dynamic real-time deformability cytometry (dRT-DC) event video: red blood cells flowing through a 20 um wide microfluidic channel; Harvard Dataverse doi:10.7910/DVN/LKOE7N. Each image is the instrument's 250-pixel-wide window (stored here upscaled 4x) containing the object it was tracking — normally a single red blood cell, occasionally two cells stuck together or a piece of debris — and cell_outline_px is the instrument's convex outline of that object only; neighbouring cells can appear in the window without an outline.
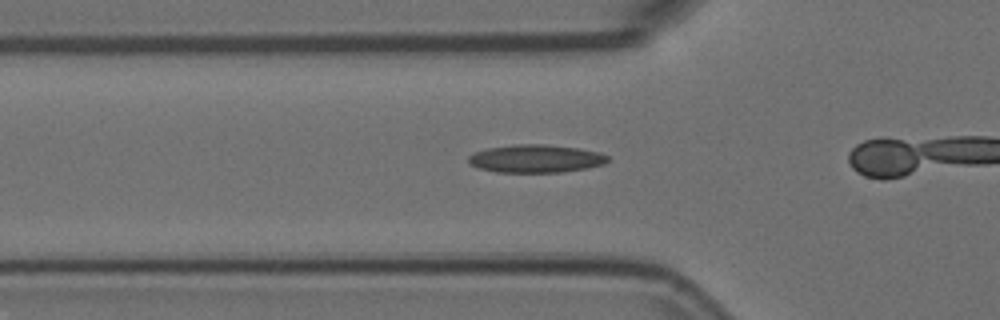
{"species": "Egyptian fruit bat (a non-hibernating species)", "species_latin": "Rousettus aegyptiacus", "temperature_condition": "room temperature", "stored_images_in_passage": 38, "camera_frame_rate_fps": 3000, "um_per_image_px": 0.085, "animal": {"sex": "female"}, "frame": {"image": 1, "passage_image": 14, "time_ms": 4.333, "image_size_px": [1000, 320], "cell_outline_px": [[608, 160], [604, 164], [588, 168], [564, 172], [496, 172], [476, 168], [468, 164], [468, 156], [476, 152], [488, 148], [516, 144], [544, 144], [576, 148], [600, 152], [608, 156]], "centroid_in_image_um": [45.52, 13.49], "position_along_channel_um": 80.3, "area_um2": 22.77}}
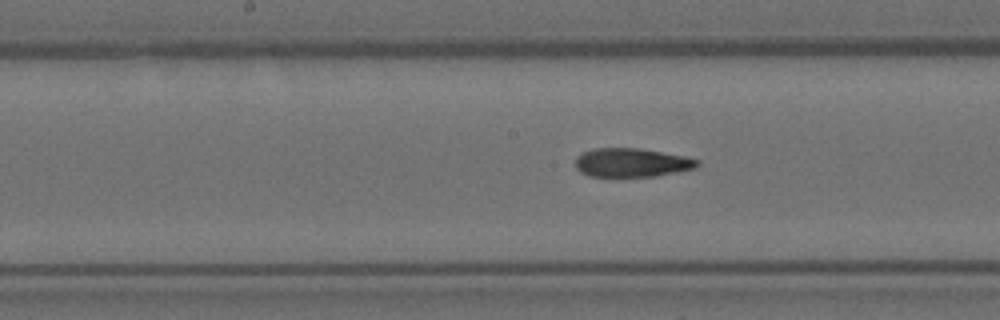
{"frame": {"image": 2, "passage_image": 23, "time_ms": 7.333, "image_size_px": [1000, 320], "cell_outline_px": [[700, 164], [696, 168], [656, 176], [588, 176], [580, 172], [576, 168], [576, 156], [592, 148], [640, 148], [684, 156], [700, 160]], "centroid_in_image_um": [53.69, 13.82], "position_along_channel_um": 194.5, "area_um2": 20.46}}
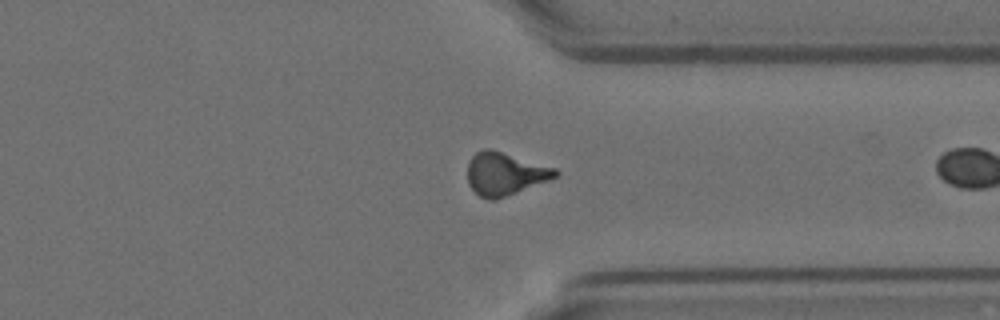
{"frame": {"image": 3, "passage_image": 37, "time_ms": 12.0, "image_size_px": [1000, 320], "cell_outline_px": [[560, 172], [556, 176], [548, 180], [496, 200], [488, 200], [480, 196], [468, 184], [468, 164], [472, 156], [476, 152], [484, 148], [492, 148], [556, 168]], "centroid_in_image_um": [42.91, 14.75], "position_along_channel_um": 368.5, "area_um2": 21.91}}